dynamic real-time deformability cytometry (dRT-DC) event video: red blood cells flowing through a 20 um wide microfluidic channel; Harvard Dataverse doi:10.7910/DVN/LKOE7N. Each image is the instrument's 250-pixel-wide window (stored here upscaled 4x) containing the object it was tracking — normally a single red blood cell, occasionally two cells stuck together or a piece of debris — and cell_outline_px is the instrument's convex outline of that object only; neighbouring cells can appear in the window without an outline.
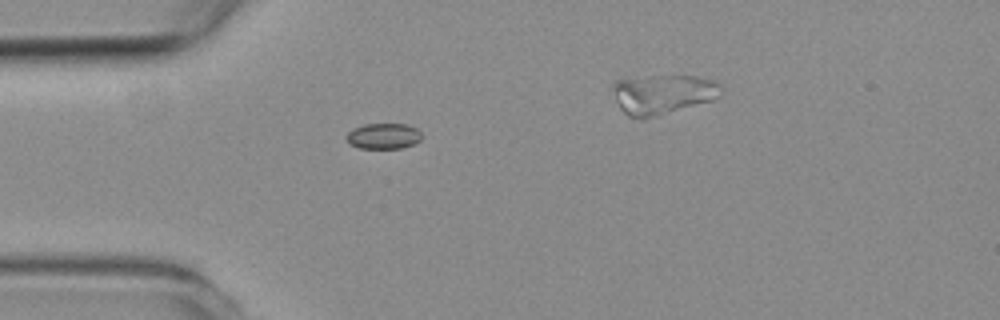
{"species": "common noctule bat (a hibernating species)", "species_latin": "Nyctalus noctula", "temperature_condition": "room temperature", "stored_images_in_passage": 4, "segment_of_instrument_passage": [1, 2], "camera_frame_rate_fps": 3000, "um_per_image_px": 0.085, "animal": {"sex": "female", "body_mass_g": 19.3, "forearm_length_mm": 54.1}, "frame": {"image": 1, "passage_image": 3, "time_ms": 2.333, "image_size_px": [1000, 320], "cell_outline_px": [[420, 140], [412, 144], [400, 148], [360, 148], [348, 144], [344, 136], [352, 128], [364, 124], [408, 124], [416, 128], [420, 132]], "centroid_in_image_um": [32.53, 11.56], "position_along_channel_um": 52.5, "area_um2": 11.33}}